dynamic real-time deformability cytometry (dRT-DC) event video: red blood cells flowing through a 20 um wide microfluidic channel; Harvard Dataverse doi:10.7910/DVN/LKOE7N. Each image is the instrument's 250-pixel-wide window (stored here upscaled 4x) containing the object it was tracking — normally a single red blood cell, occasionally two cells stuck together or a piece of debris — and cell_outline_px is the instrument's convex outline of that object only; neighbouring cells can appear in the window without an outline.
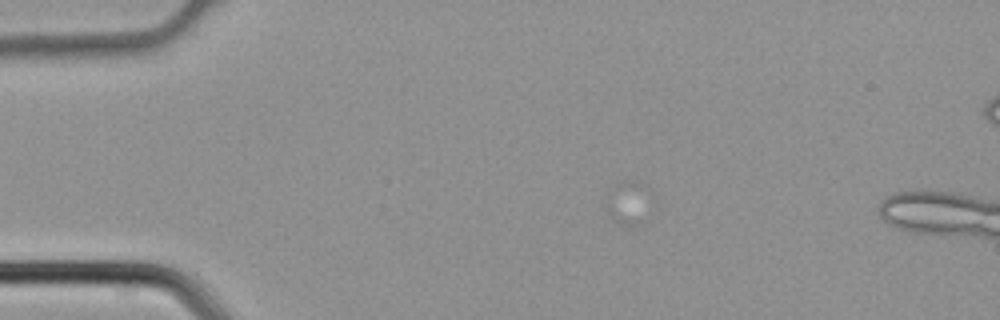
{"species": "common noctule bat (a hibernating species)", "species_latin": "Nyctalus noctula", "temperature_condition": "cold", "stored_images_in_passage": 3, "camera_frame_rate_fps": 3000, "um_per_image_px": 0.085, "animal": {"sex": "male", "body_mass_g": 21.5, "forearm_length_mm": 52.0}, "frame": {"image": 1, "passage_image": 1, "time_ms": 0.0, "image_size_px": [1000, 320], "cell_outline_px": [[652, 188], [648, 224], [620, 224], [612, 216], [608, 208], [608, 188], [624, 180], [636, 180]], "centroid_in_image_um": [53.55, 17.19], "position_along_channel_um": 31.5, "area_um2": 11.96}}